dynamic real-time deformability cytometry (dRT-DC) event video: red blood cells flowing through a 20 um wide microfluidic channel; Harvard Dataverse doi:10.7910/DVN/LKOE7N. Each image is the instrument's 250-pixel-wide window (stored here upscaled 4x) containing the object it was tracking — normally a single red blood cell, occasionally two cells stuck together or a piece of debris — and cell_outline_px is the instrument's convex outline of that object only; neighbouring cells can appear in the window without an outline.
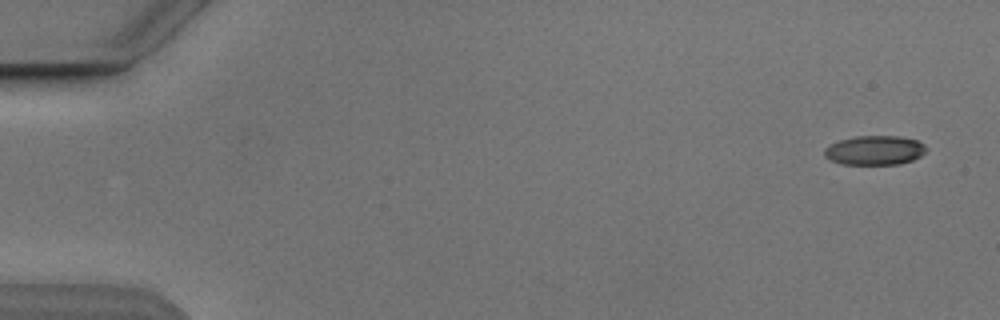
{"species": "Egyptian fruit bat (a non-hibernating species)", "species_latin": "Rousettus aegyptiacus", "temperature_condition": "cold", "stored_images_in_passage": 5, "segment_of_instrument_passage": [1, 2], "camera_frame_rate_fps": 3000, "um_per_image_px": 0.085, "animal": {"sex": "male"}, "frame": {"image": 1, "passage_image": 1, "time_ms": 0.0, "image_size_px": [1000, 320], "cell_outline_px": [[928, 148], [920, 156], [912, 160], [900, 164], [840, 164], [824, 156], [824, 148], [840, 140], [856, 136], [900, 136], [916, 140], [924, 144]], "centroid_in_image_um": [74.36, 12.77], "position_along_channel_um": 10.6, "area_um2": 17.34}}